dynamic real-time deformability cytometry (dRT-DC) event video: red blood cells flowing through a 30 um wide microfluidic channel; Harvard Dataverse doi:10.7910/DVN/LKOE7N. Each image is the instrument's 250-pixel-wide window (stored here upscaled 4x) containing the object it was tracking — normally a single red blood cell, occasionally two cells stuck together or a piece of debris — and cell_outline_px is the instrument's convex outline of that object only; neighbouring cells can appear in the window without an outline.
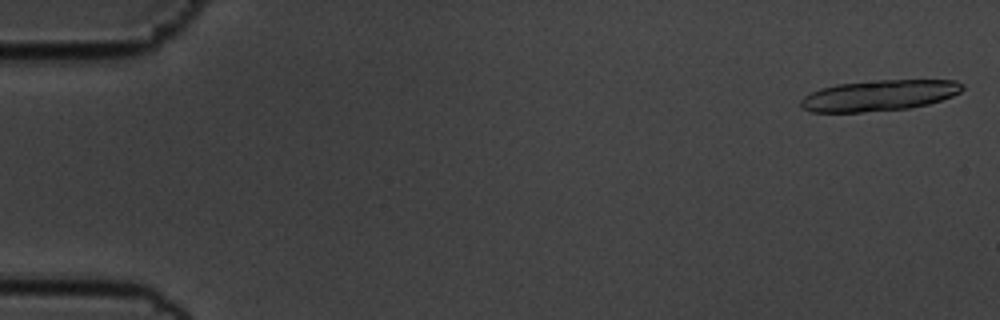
{"species": "common noctule bat (a hibernating species)", "species_latin": "Nyctalus noctula", "temperature_condition": "cold", "stored_images_in_passage": 13, "camera_frame_rate_fps": 3000, "um_per_image_px": 0.085, "animal": {"sex": "male", "body_mass_g": 19.5, "forearm_length_mm": 54.6}, "frame": {"image": 1, "passage_image": 1, "time_ms": 0.0, "image_size_px": [1000, 320], "cell_outline_px": [[964, 88], [960, 92], [952, 96], [928, 104], [908, 108], [860, 112], [812, 112], [800, 108], [800, 100], [804, 96], [820, 88], [836, 84], [880, 80], [956, 80], [964, 84]], "centroid_in_image_um": [74.71, 8.11], "position_along_channel_um": 10.3, "area_um2": 29.07}}